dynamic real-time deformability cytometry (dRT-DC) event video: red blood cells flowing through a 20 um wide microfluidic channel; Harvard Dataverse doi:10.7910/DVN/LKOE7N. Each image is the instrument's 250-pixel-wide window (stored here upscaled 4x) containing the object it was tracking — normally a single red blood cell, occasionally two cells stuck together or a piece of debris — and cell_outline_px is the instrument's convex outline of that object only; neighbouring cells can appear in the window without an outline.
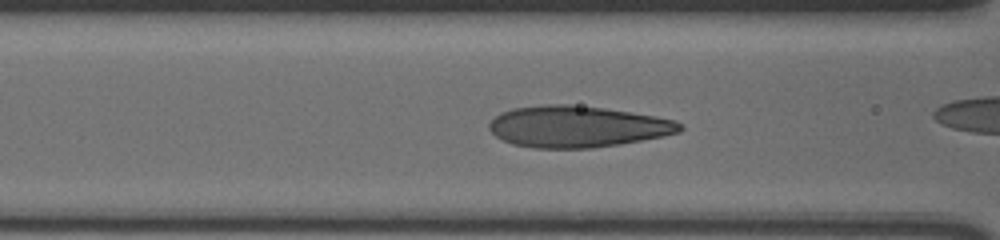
{"species": "human", "species_latin": "Homo sapiens", "temperature_condition": "cold", "stored_images_in_passage": 41, "camera_frame_rate_fps": 3000, "um_per_image_px": 0.085, "donor": {"sex": "male"}, "frame": {"image": 1, "passage_image": 19, "time_ms": 6.0, "image_size_px": [1000, 240], "cell_outline_px": [[684, 128], [680, 132], [620, 144], [592, 148], [532, 148], [512, 144], [496, 136], [488, 128], [488, 124], [500, 112], [512, 108], [548, 104], [568, 104], [604, 108], [656, 116], [676, 120]], "centroid_in_image_um": [49.05, 10.76], "position_along_channel_um": 117.6, "area_um2": 45.95}}
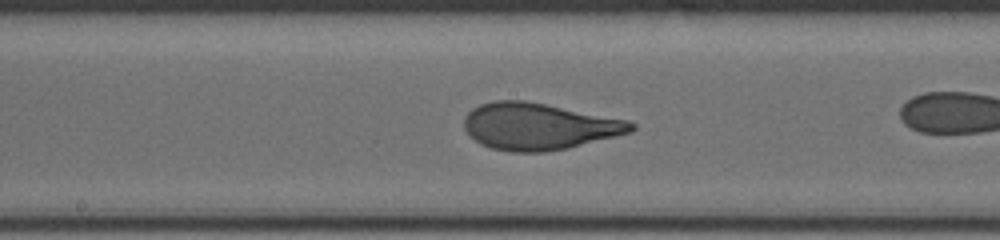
{"frame": {"image": 2, "passage_image": 26, "time_ms": 8.333, "image_size_px": [1000, 240], "cell_outline_px": [[636, 128], [632, 132], [568, 148], [544, 152], [512, 152], [492, 148], [480, 144], [464, 128], [464, 116], [472, 108], [480, 104], [496, 100], [524, 100], [628, 120], [636, 124]], "centroid_in_image_um": [45.79, 10.74], "position_along_channel_um": 202.4, "area_um2": 45.37}}
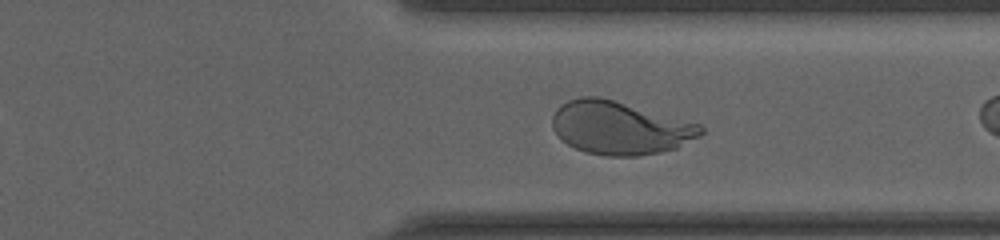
{"frame": {"image": 3, "passage_image": 39, "time_ms": 12.667, "image_size_px": [1000, 240], "cell_outline_px": [[704, 132], [700, 136], [676, 148], [660, 152], [636, 156], [608, 156], [584, 152], [568, 144], [552, 128], [552, 116], [556, 108], [560, 104], [568, 100], [580, 96], [600, 96], [700, 124], [704, 128]], "centroid_in_image_um": [52.68, 10.86], "position_along_channel_um": 358.7, "area_um2": 45.95}}